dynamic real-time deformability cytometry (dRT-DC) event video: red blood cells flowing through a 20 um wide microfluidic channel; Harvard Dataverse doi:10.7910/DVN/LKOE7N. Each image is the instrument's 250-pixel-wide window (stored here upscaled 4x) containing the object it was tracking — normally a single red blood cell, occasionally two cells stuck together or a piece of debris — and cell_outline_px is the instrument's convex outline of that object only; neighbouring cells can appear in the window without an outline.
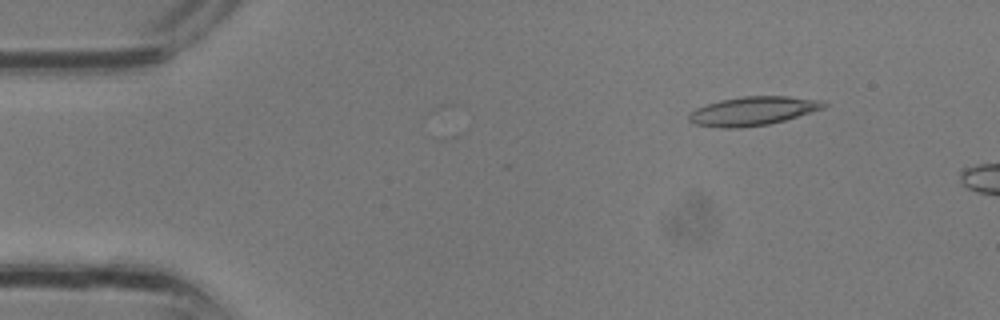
{"species": "common noctule bat (a hibernating species)", "species_latin": "Nyctalus noctula", "temperature_condition": "room temperature", "stored_images_in_passage": 2, "camera_frame_rate_fps": 3000, "um_per_image_px": 0.085, "animal": {"sex": "male", "body_mass_g": 13.3}, "frame": {"image": 1, "passage_image": 1, "time_ms": 0.0, "image_size_px": [1000, 320], "cell_outline_px": [[828, 104], [824, 108], [784, 120], [768, 124], [740, 128], [720, 128], [696, 124], [688, 120], [688, 116], [696, 108], [720, 100], [744, 96], [788, 96], [824, 100]], "centroid_in_image_um": [64.02, 9.43], "position_along_channel_um": 21.0, "area_um2": 22.54}}